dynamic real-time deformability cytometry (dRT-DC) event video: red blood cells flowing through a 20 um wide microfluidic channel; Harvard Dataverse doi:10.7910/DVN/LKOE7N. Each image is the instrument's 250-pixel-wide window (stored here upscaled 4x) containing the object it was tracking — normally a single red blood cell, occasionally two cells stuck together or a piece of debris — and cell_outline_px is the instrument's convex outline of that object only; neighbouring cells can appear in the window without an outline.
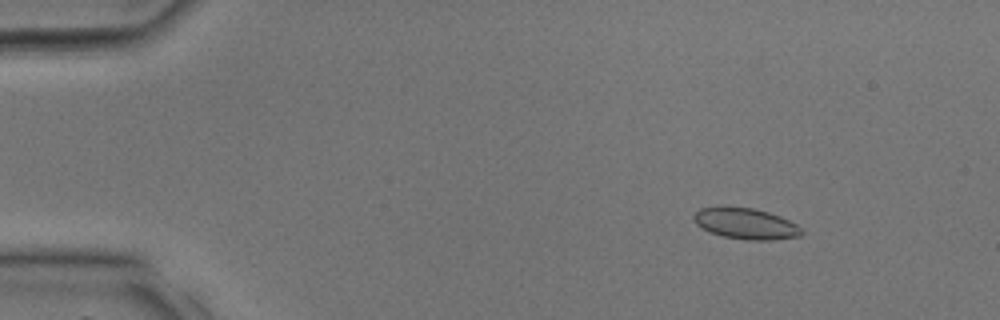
{"species": "common noctule bat (a hibernating species)", "species_latin": "Nyctalus noctula", "temperature_condition": "room temperature", "stored_images_in_passage": 35, "camera_frame_rate_fps": 3000, "um_per_image_px": 0.085, "animal": {"sex": "male", "body_mass_g": 17.9, "forearm_length_mm": 54.2}, "frame": {"image": 1, "passage_image": 5, "time_ms": 1.333, "image_size_px": [1000, 320], "cell_outline_px": [[804, 232], [800, 236], [772, 240], [748, 240], [724, 236], [708, 232], [696, 224], [692, 216], [700, 208], [724, 204], [752, 208], [768, 212], [780, 216], [796, 224]], "centroid_in_image_um": [63.33, 18.97], "position_along_channel_um": 21.7, "area_um2": 19.88}}
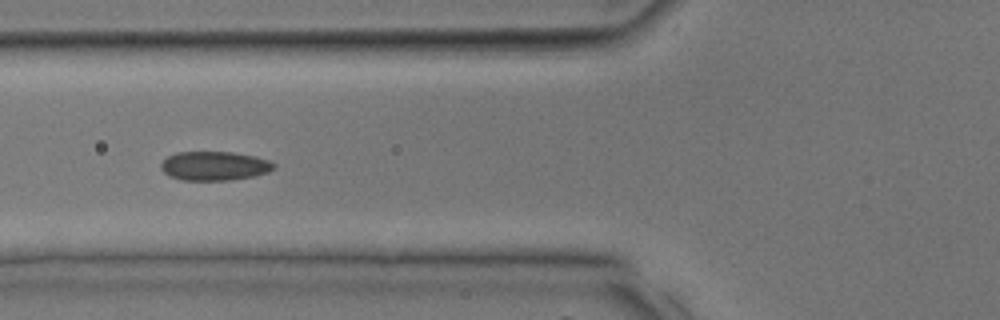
{"frame": {"image": 2, "passage_image": 14, "time_ms": 4.333, "image_size_px": [1000, 320], "cell_outline_px": [[276, 168], [268, 172], [252, 176], [228, 180], [184, 180], [172, 176], [164, 172], [160, 168], [160, 164], [168, 156], [176, 152], [232, 152], [256, 156], [268, 160], [276, 164]], "centroid_in_image_um": [18.25, 14.09], "position_along_channel_um": 107.6, "area_um2": 19.02}}
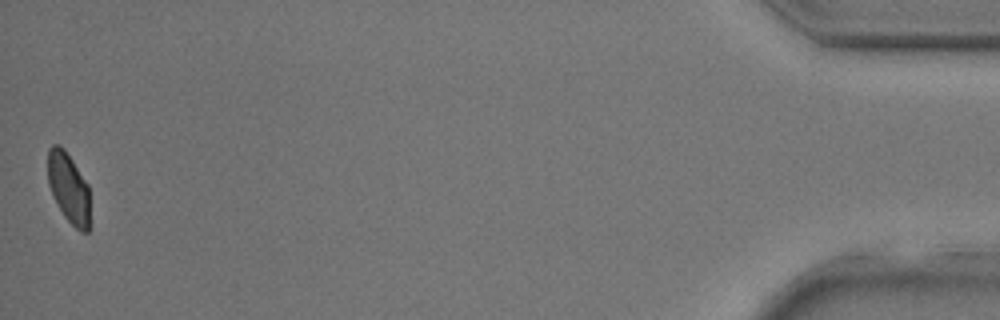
{"frame": {"image": 3, "passage_image": 35, "time_ms": 11.333, "image_size_px": [1000, 320], "cell_outline_px": [[92, 228], [88, 232], [80, 232], [64, 216], [52, 196], [48, 184], [48, 148], [52, 144], [60, 144], [64, 148], [88, 184]], "centroid_in_image_um": [5.87, 16.02], "position_along_channel_um": 429.3, "area_um2": 17.8}}